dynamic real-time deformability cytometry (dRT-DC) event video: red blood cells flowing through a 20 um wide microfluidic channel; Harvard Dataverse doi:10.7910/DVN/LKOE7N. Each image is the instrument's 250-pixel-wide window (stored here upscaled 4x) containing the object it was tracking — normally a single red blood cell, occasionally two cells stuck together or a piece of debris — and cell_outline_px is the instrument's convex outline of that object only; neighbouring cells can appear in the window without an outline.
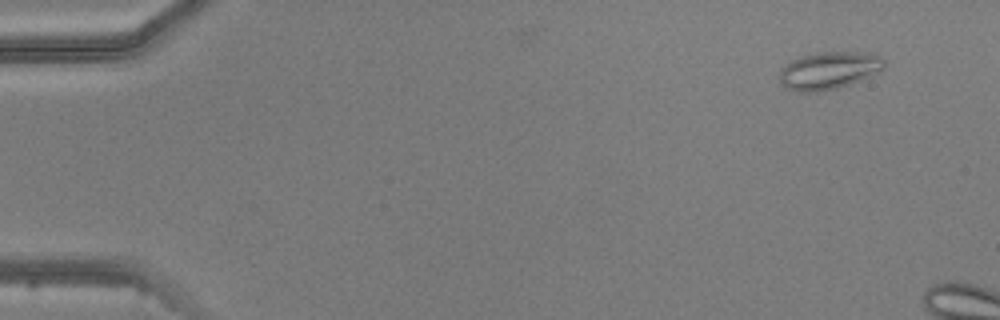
{"species": "common noctule bat (a hibernating species)", "species_latin": "Nyctalus noctula", "temperature_condition": "warm", "stored_images_in_passage": 3, "camera_frame_rate_fps": 3000, "um_per_image_px": 0.085, "animal": {"sex": "male", "body_mass_g": 20.5, "forearm_length_mm": 52.5}, "frame": {"image": 1, "passage_image": 1, "time_ms": 0.0, "image_size_px": [1000, 320], "cell_outline_px": [[884, 68], [880, 72], [848, 84], [836, 88], [816, 92], [800, 92], [788, 88], [780, 80], [780, 68], [784, 64], [800, 56], [816, 52], [872, 52], [880, 56], [884, 60]], "centroid_in_image_um": [70.47, 5.96], "position_along_channel_um": 14.5, "area_um2": 22.89}}